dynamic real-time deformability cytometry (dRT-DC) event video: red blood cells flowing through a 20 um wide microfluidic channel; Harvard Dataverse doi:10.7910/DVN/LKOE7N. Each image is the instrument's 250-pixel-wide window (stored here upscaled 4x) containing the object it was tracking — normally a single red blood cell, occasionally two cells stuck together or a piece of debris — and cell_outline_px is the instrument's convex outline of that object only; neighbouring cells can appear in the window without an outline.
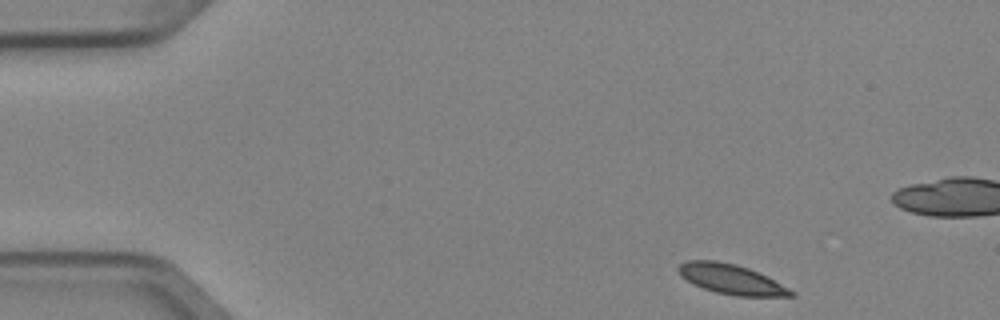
{"species": "Egyptian fruit bat (a non-hibernating species)", "species_latin": "Rousettus aegyptiacus", "temperature_condition": "cold", "stored_images_in_passage": 4, "camera_frame_rate_fps": 3000, "um_per_image_px": 0.085, "animal": {"sex": "female"}, "frame": {"image": 1, "passage_image": 1, "time_ms": 0.0, "image_size_px": [1000, 320], "cell_outline_px": [[796, 296], [736, 296], [716, 292], [704, 288], [680, 276], [676, 268], [680, 264], [688, 260], [716, 260], [736, 264], [748, 268], [768, 276], [796, 292]], "centroid_in_image_um": [62.18, 23.73], "position_along_channel_um": 22.8, "area_um2": 19.59}}